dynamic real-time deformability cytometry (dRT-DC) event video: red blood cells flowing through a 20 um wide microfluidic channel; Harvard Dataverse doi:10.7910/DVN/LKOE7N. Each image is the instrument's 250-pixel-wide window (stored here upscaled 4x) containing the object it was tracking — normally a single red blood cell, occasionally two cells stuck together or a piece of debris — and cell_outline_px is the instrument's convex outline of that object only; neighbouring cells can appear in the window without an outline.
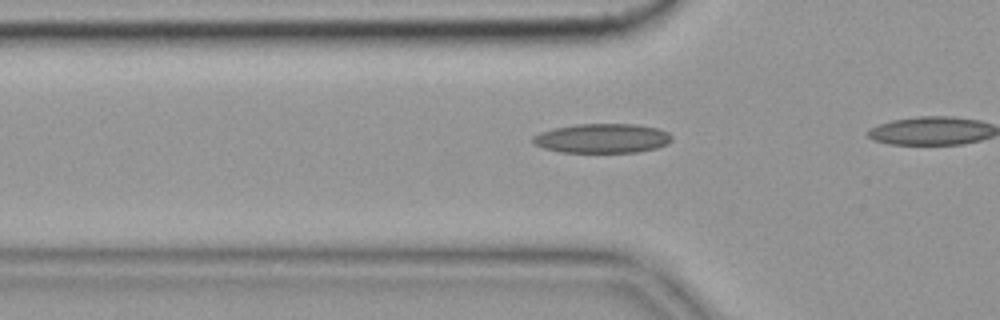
{"species": "common noctule bat (a hibernating species)", "species_latin": "Nyctalus noctula", "temperature_condition": "cold", "stored_images_in_passage": 11, "camera_frame_rate_fps": 3000, "um_per_image_px": 0.085, "animal": {"sex": "female", "body_mass_g": 19.9}, "frame": {"image": 1, "passage_image": 8, "time_ms": 2.333, "image_size_px": [1000, 320], "cell_outline_px": [[672, 140], [668, 144], [656, 148], [636, 152], [560, 152], [544, 148], [532, 144], [532, 136], [540, 132], [556, 128], [576, 124], [636, 124], [656, 128], [668, 132], [672, 136]], "centroid_in_image_um": [51.18, 11.76], "position_along_channel_um": 74.6, "area_um2": 23.81}}